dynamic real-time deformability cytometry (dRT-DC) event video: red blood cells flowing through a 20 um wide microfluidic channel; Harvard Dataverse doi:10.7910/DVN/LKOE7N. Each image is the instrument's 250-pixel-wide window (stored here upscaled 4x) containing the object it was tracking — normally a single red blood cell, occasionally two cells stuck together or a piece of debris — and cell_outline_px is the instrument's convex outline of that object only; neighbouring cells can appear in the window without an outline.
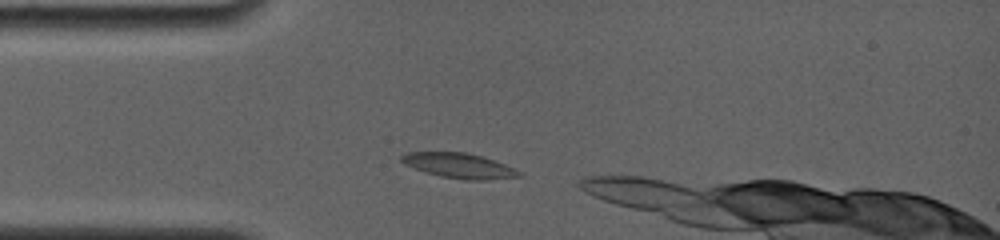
{"species": "common noctule bat (a hibernating species)", "species_latin": "Nyctalus noctula", "temperature_condition": "room temperature", "stored_images_in_passage": 8, "camera_frame_rate_fps": 4000, "um_per_image_px": 0.085, "animal": {"sex": "female", "body_mass_g": 19.0, "forearm_length_mm": 56.7}, "frame": {"image": 1, "passage_image": 2, "time_ms": 0.5, "image_size_px": [1000, 240], "cell_outline_px": [[524, 176], [488, 180], [464, 180], [440, 176], [424, 172], [404, 164], [400, 160], [400, 156], [404, 152], [468, 152], [504, 164], [520, 172]], "centroid_in_image_um": [38.98, 14.08], "position_along_channel_um": 46.0, "area_um2": 17.17}}
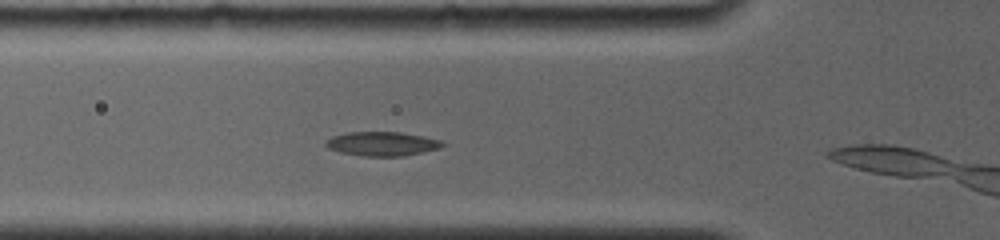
{"frame": {"image": 2, "passage_image": 5, "time_ms": 2.0, "image_size_px": [1000, 240], "cell_outline_px": [[448, 144], [440, 148], [404, 156], [364, 156], [340, 152], [328, 148], [324, 144], [324, 140], [332, 136], [348, 132], [400, 132], [424, 136], [440, 140]], "centroid_in_image_um": [32.48, 12.22], "position_along_channel_um": 93.3, "area_um2": 16.53}}